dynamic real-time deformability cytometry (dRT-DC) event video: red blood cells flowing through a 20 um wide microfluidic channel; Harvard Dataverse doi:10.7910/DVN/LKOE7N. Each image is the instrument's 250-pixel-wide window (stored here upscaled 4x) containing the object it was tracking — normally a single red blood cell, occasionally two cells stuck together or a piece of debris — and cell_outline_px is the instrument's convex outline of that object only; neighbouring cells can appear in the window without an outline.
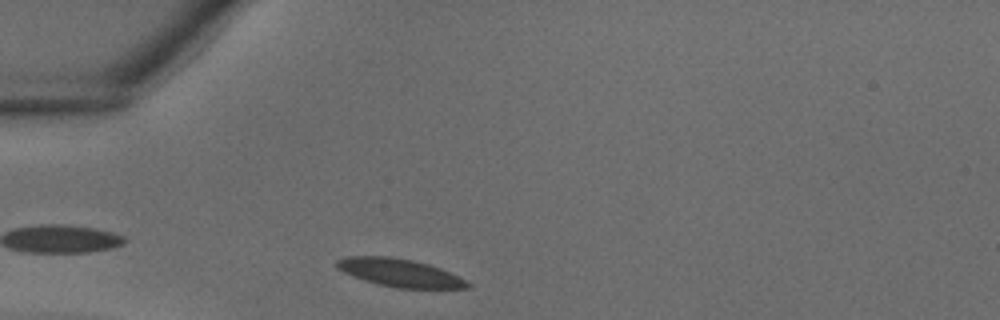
{"species": "common noctule bat (a hibernating species)", "species_latin": "Nyctalus noctula", "temperature_condition": "warm", "stored_images_in_passage": 24, "camera_frame_rate_fps": 3000, "um_per_image_px": 0.085, "animal": {"sex": "male", "body_mass_g": 18.8}, "frame": {"image": 1, "passage_image": 1, "time_ms": 0.0, "image_size_px": [1000, 320], "cell_outline_px": [[472, 284], [468, 288], [396, 288], [364, 280], [352, 276], [336, 268], [336, 260], [344, 256], [392, 256], [412, 260], [428, 264], [440, 268]], "centroid_in_image_um": [33.92, 23.17], "position_along_channel_um": 51.1, "area_um2": 21.15}}
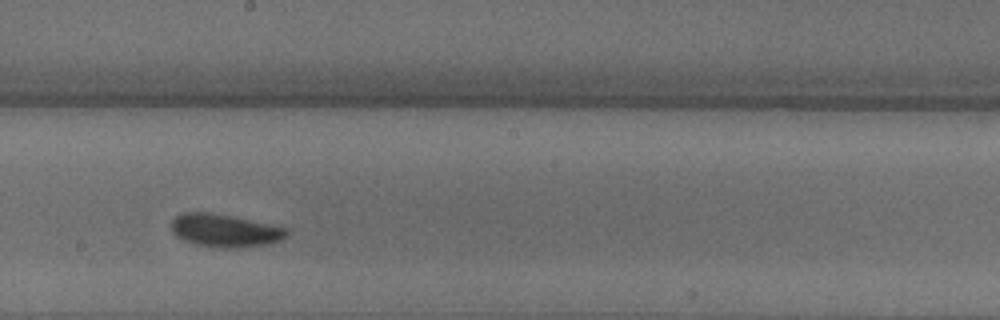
{"frame": {"image": 2, "passage_image": 12, "time_ms": 3.667, "image_size_px": [1000, 320], "cell_outline_px": [[292, 232], [288, 236], [272, 244], [236, 248], [224, 248], [196, 244], [184, 240], [176, 236], [172, 232], [172, 220], [176, 216], [184, 212], [212, 212], [272, 224], [288, 228]], "centroid_in_image_um": [19.18, 19.59], "position_along_channel_um": 229.0, "area_um2": 22.43}}
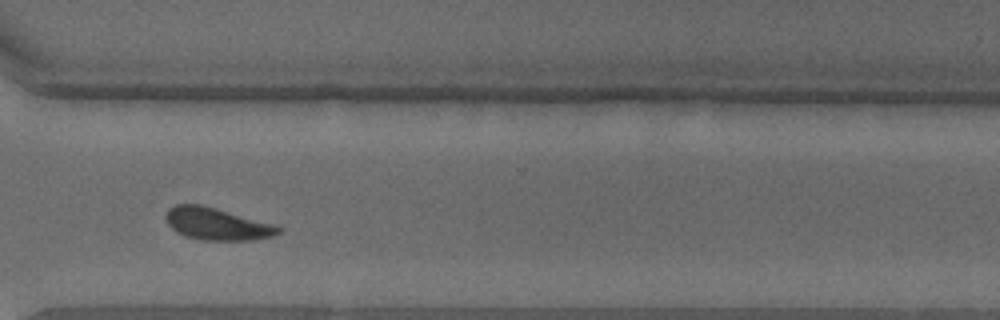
{"frame": {"image": 3, "passage_image": 19, "time_ms": 6.0, "image_size_px": [1000, 320], "cell_outline_px": [[280, 232], [272, 236], [248, 240], [204, 240], [188, 236], [172, 228], [168, 224], [164, 216], [168, 208], [176, 204], [200, 204], [272, 224], [280, 228]], "centroid_in_image_um": [18.38, 19.02], "position_along_channel_um": 352.2, "area_um2": 20.52}}